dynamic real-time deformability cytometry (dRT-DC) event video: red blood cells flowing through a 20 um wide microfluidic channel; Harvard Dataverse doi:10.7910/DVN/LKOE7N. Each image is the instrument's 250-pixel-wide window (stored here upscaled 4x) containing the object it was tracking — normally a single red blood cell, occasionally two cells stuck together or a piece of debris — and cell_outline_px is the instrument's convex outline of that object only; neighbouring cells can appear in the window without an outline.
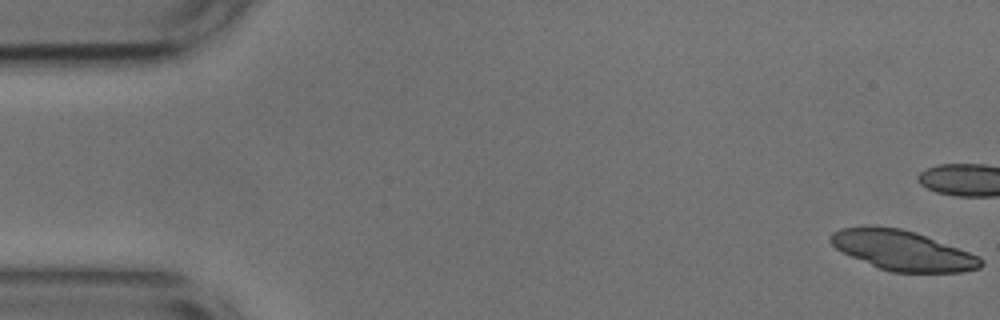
{"species": "common noctule bat (a hibernating species)", "species_latin": "Nyctalus noctula", "temperature_condition": "cold", "stored_images_in_passage": 53, "camera_frame_rate_fps": 3000, "um_per_image_px": 0.085, "animal": {"sex": "male", "body_mass_g": 17.9, "forearm_length_mm": 54.2}, "frame": {"image": 1, "passage_image": 1, "time_ms": 0.0, "image_size_px": [1000, 320], "cell_outline_px": [[984, 264], [980, 268], [960, 272], [892, 272], [880, 268], [852, 256], [836, 248], [828, 240], [832, 232], [840, 228], [864, 224], [876, 224], [900, 228], [916, 232], [980, 256], [984, 260]], "centroid_in_image_um": [76.71, 21.25], "position_along_channel_um": 8.3, "area_um2": 35.2}}